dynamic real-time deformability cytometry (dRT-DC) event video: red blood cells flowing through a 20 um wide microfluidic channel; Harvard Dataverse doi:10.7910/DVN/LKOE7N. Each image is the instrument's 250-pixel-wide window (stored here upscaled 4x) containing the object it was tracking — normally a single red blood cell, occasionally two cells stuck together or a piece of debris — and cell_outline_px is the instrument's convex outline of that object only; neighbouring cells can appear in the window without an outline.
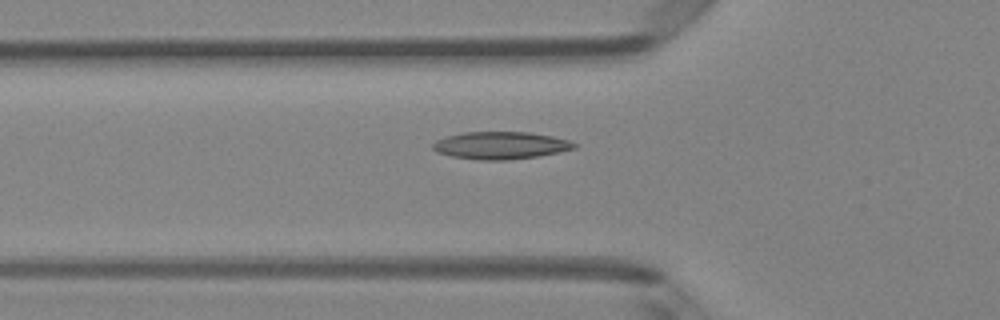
{"species": "Egyptian fruit bat (a non-hibernating species)", "species_latin": "Rousettus aegyptiacus", "temperature_condition": "room temperature", "stored_images_in_passage": 45, "camera_frame_rate_fps": 3000, "um_per_image_px": 0.085, "animal": {"sex": "female"}, "frame": {"image": 1, "passage_image": 17, "time_ms": 5.333, "image_size_px": [1000, 320], "cell_outline_px": [[580, 144], [576, 148], [560, 152], [536, 156], [508, 160], [480, 160], [452, 156], [436, 152], [432, 148], [432, 144], [436, 140], [448, 136], [464, 132], [528, 132], [552, 136], [568, 140]], "centroid_in_image_um": [42.57, 12.36], "position_along_channel_um": 83.2, "area_um2": 22.6}}
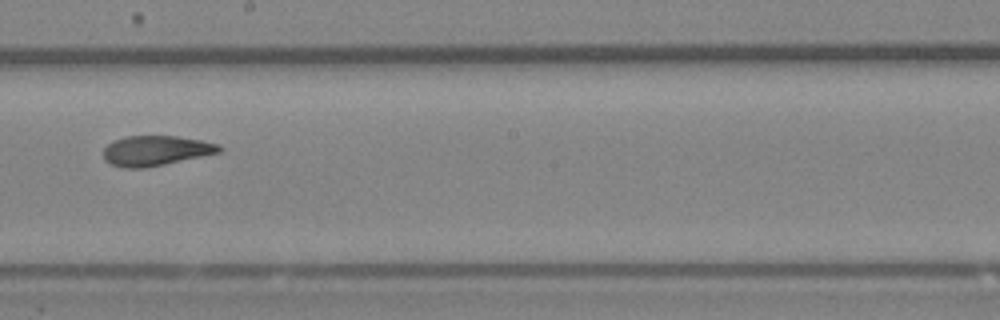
{"frame": {"image": 2, "passage_image": 28, "time_ms": 9.0, "image_size_px": [1000, 320], "cell_outline_px": [[224, 148], [220, 152], [164, 164], [144, 168], [124, 168], [112, 164], [104, 160], [104, 148], [112, 140], [124, 136], [176, 136], [200, 140], [220, 144]], "centroid_in_image_um": [13.23, 12.8], "position_along_channel_um": 235.0, "area_um2": 20.23}}
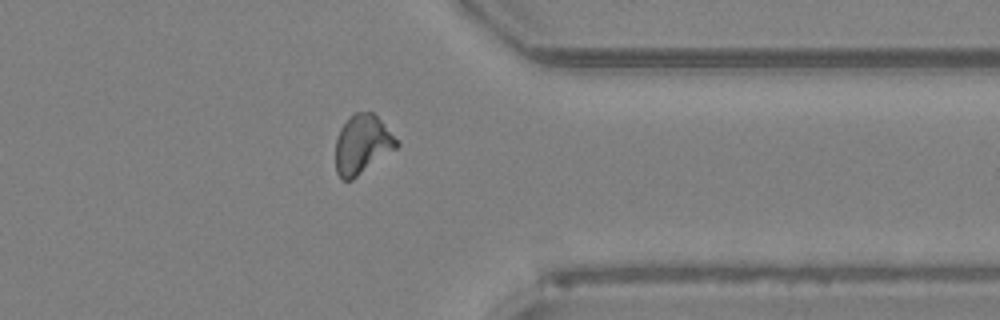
{"frame": {"image": 3, "passage_image": 39, "time_ms": 12.667, "image_size_px": [1000, 320], "cell_outline_px": [[400, 144], [396, 148], [352, 180], [340, 180], [336, 172], [336, 140], [340, 128], [356, 112], [372, 112], [380, 120]], "centroid_in_image_um": [30.76, 12.31], "position_along_channel_um": 380.6, "area_um2": 20.58}}